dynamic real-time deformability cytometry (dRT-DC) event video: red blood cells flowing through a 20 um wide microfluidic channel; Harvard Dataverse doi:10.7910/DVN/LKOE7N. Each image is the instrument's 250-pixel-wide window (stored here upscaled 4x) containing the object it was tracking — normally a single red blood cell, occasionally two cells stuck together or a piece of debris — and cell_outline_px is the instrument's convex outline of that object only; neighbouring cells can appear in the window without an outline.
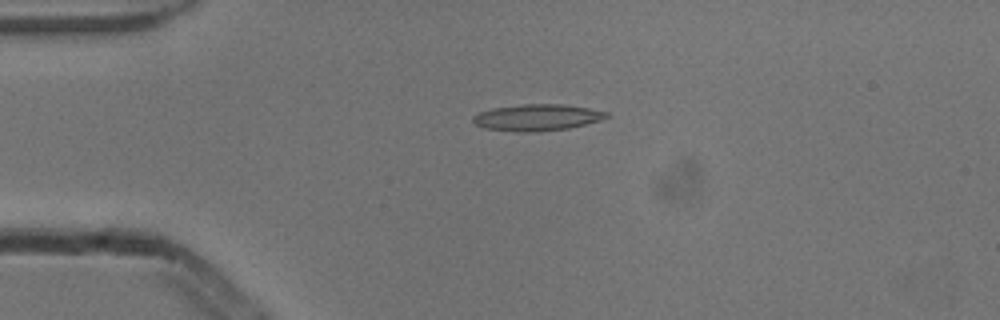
{"species": "common noctule bat (a hibernating species)", "species_latin": "Nyctalus noctula", "temperature_condition": "cold", "stored_images_in_passage": 8, "camera_frame_rate_fps": 3000, "um_per_image_px": 0.085, "animal": {"sex": "male", "body_mass_g": 13.3}, "frame": {"image": 1, "passage_image": 4, "time_ms": 1.0, "image_size_px": [1000, 320], "cell_outline_px": [[608, 116], [600, 120], [568, 128], [536, 132], [516, 132], [484, 128], [476, 124], [472, 120], [472, 116], [480, 112], [492, 108], [524, 104], [564, 104], [588, 108], [608, 112]], "centroid_in_image_um": [45.62, 9.98], "position_along_channel_um": 39.4, "area_um2": 20.52}}
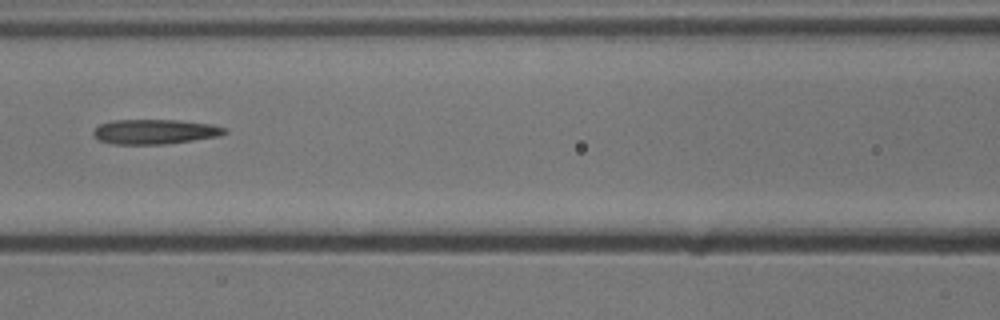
{"frame": {"image": 2, "passage_image": 7, "time_ms": 2.0, "image_size_px": [1000, 320], "cell_outline_px": [[228, 132], [220, 136], [164, 144], [112, 144], [96, 140], [92, 132], [100, 124], [112, 120], [180, 120], [212, 124], [224, 128]], "centroid_in_image_um": [13.13, 11.19], "position_along_channel_um": 153.5, "area_um2": 19.02}}
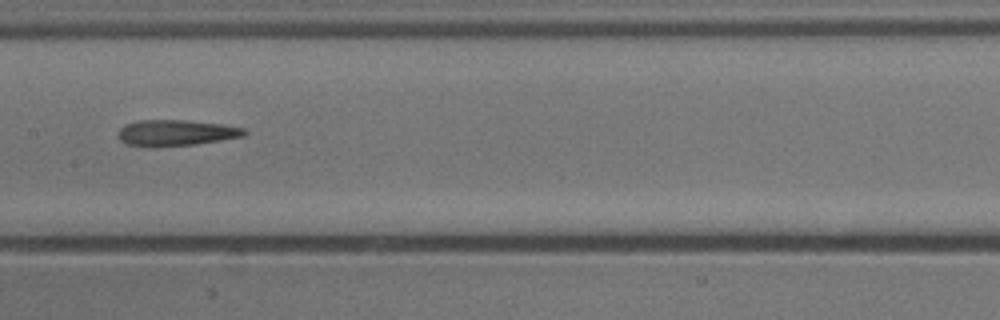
{"frame": {"image": 3, "passage_image": 8, "time_ms": 2.333, "image_size_px": [1000, 320], "cell_outline_px": [[248, 132], [244, 136], [196, 144], [156, 148], [148, 148], [128, 144], [120, 140], [120, 128], [124, 124], [140, 120], [184, 120], [224, 124], [244, 128]], "centroid_in_image_um": [14.96, 11.3], "position_along_channel_um": 192.4, "area_um2": 19.36}}